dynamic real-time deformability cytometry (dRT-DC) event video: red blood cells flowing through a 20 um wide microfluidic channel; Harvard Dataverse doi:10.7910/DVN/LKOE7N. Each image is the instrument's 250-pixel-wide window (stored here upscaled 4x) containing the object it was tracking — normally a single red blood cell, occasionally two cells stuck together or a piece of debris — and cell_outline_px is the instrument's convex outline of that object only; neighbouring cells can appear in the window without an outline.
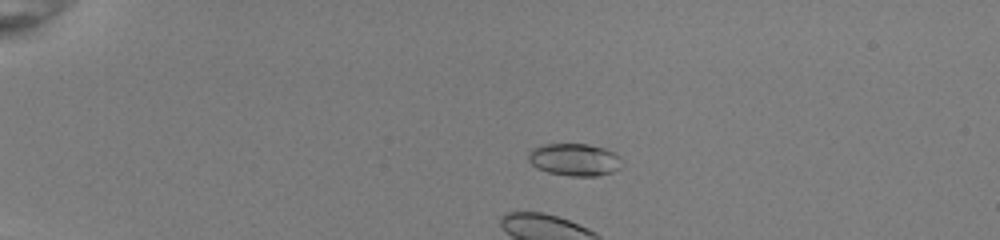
{"species": "common noctule bat (a hibernating species)", "species_latin": "Nyctalus noctula", "temperature_condition": "room temperature", "stored_images_in_passage": 38, "camera_frame_rate_fps": 3000, "um_per_image_px": 0.085, "animal": {"sex": "female", "body_mass_g": 22.0, "forearm_length_mm": 56.7}, "frame": {"image": 1, "passage_image": 4, "time_ms": 1.0, "image_size_px": [1000, 240], "cell_outline_px": [[620, 168], [612, 172], [596, 176], [572, 176], [548, 172], [536, 168], [528, 160], [528, 152], [532, 148], [544, 144], [588, 144], [604, 148], [620, 156]], "centroid_in_image_um": [48.8, 13.56], "position_along_channel_um": 36.2, "area_um2": 17.63}}